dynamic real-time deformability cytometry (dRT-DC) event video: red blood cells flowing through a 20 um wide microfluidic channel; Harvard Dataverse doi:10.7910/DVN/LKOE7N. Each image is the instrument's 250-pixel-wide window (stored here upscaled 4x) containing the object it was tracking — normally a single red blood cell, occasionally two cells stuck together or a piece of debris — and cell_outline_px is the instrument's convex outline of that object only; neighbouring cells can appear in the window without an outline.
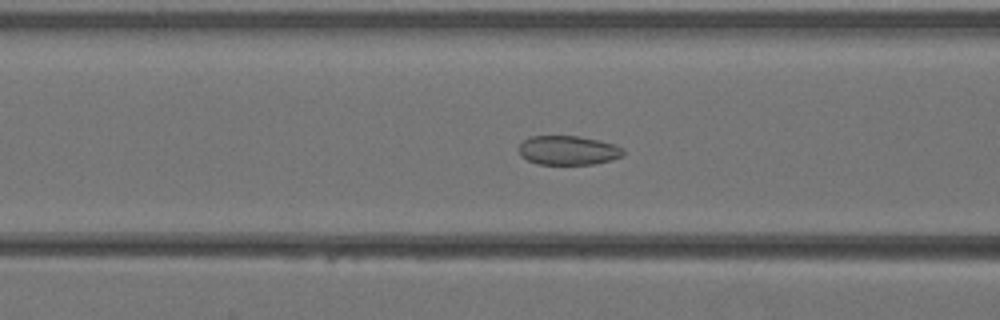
{"species": "Egyptian fruit bat (a non-hibernating species)", "species_latin": "Rousettus aegyptiacus", "temperature_condition": "warm", "stored_images_in_passage": 34, "camera_frame_rate_fps": 3000, "um_per_image_px": 0.085, "animal": {"sex": "female"}, "frame": {"image": 1, "passage_image": 10, "time_ms": 3.0, "image_size_px": [1000, 320], "cell_outline_px": [[624, 152], [620, 156], [612, 160], [592, 164], [540, 164], [528, 160], [520, 156], [520, 144], [528, 136], [580, 136], [600, 140], [616, 144], [624, 148]], "centroid_in_image_um": [48.31, 12.76], "position_along_channel_um": 118.3, "area_um2": 17.8}}
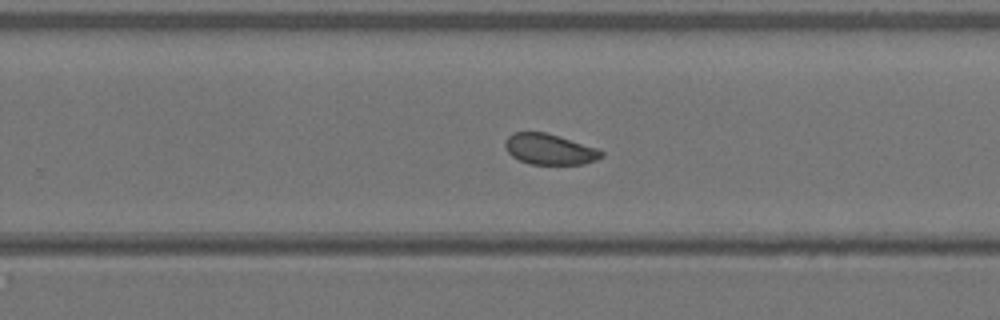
{"frame": {"image": 2, "passage_image": 20, "time_ms": 6.333, "image_size_px": [1000, 320], "cell_outline_px": [[604, 156], [596, 160], [584, 164], [528, 164], [512, 156], [504, 148], [504, 140], [512, 132], [544, 132], [596, 148], [604, 152]], "centroid_in_image_um": [46.67, 12.69], "position_along_channel_um": 283.1, "area_um2": 17.17}}
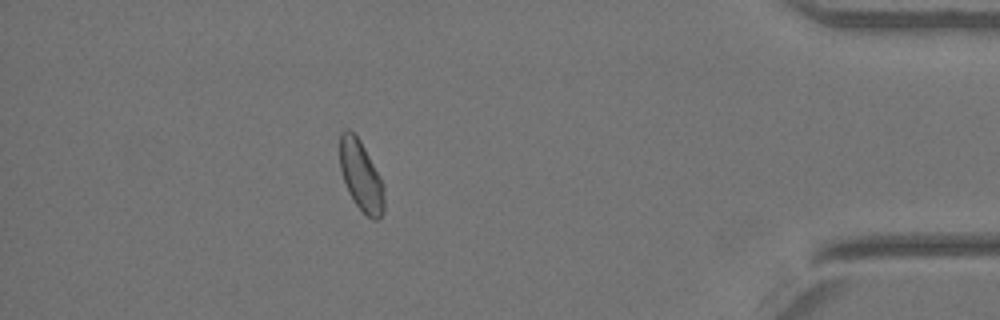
{"frame": {"image": 3, "passage_image": 30, "time_ms": 9.667, "image_size_px": [1000, 320], "cell_outline_px": [[384, 212], [376, 220], [372, 220], [356, 204], [344, 180], [340, 168], [340, 132], [344, 128], [348, 128], [360, 140], [380, 176], [384, 188]], "centroid_in_image_um": [30.69, 14.92], "position_along_channel_um": 404.5, "area_um2": 17.86}}